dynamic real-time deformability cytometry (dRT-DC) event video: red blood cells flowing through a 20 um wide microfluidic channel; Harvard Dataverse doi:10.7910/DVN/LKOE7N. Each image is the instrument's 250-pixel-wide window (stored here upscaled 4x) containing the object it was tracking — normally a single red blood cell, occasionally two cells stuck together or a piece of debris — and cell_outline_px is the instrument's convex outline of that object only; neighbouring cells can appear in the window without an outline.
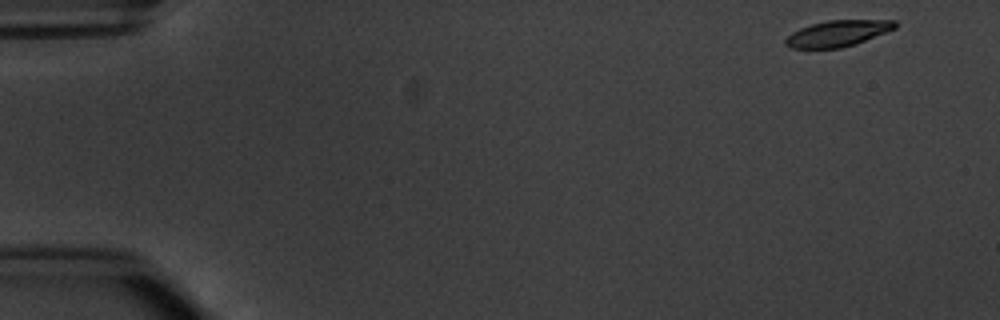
{"species": "common noctule bat (a hibernating species)", "species_latin": "Nyctalus noctula", "temperature_condition": "warm", "stored_images_in_passage": 6, "camera_frame_rate_fps": 3000, "um_per_image_px": 0.085, "animal": {"sex": "male", "body_mass_g": 20.1, "forearm_length_mm": 53.5}, "frame": {"image": 1, "passage_image": 1, "time_ms": 0.0, "image_size_px": [1000, 320], "cell_outline_px": [[896, 28], [856, 44], [840, 48], [788, 48], [784, 44], [784, 40], [792, 32], [800, 28], [812, 24], [828, 20], [896, 20]], "centroid_in_image_um": [71.18, 2.84], "position_along_channel_um": 13.8, "area_um2": 16.65}}
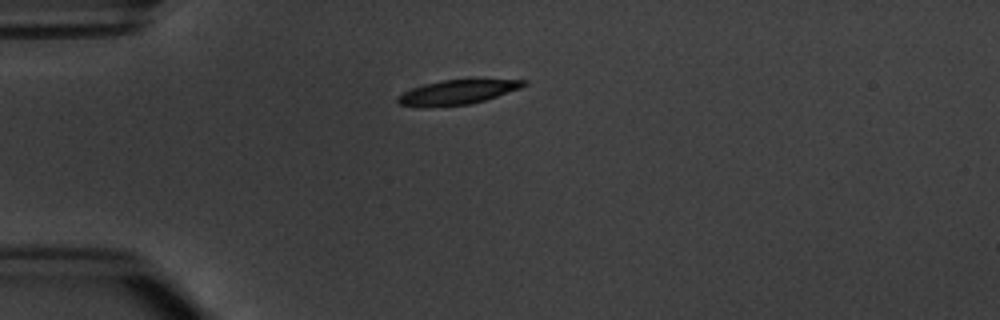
{"frame": {"image": 2, "passage_image": 4, "time_ms": 3.667, "image_size_px": [1000, 320], "cell_outline_px": [[528, 84], [520, 88], [484, 100], [468, 104], [428, 108], [400, 104], [396, 100], [396, 96], [412, 88], [424, 84], [444, 80], [528, 80]], "centroid_in_image_um": [38.82, 7.85], "position_along_channel_um": 46.2, "area_um2": 17.74}}